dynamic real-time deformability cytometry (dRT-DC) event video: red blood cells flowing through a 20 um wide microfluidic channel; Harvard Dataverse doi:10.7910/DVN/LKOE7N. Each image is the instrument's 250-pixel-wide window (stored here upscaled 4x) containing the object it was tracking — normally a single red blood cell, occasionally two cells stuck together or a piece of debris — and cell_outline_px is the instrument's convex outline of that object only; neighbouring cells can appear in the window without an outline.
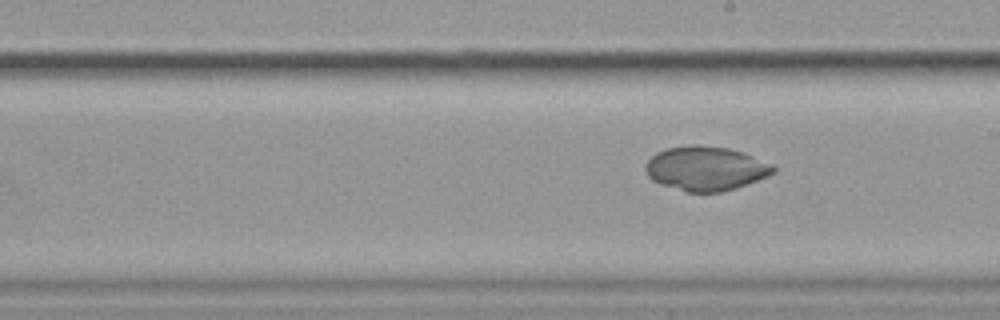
{"species": "common noctule bat (a hibernating species)", "species_latin": "Nyctalus noctula", "temperature_condition": "cold", "stored_images_in_passage": 7, "camera_frame_rate_fps": 3000, "um_per_image_px": 0.085, "animal": {"sex": "female", "body_mass_g": 19.9}, "frame": {"image": 1, "passage_image": 7, "time_ms": 7.667, "image_size_px": [1000, 320], "cell_outline_px": [[776, 172], [768, 176], [736, 188], [720, 192], [688, 192], [660, 184], [652, 180], [648, 176], [644, 168], [648, 160], [656, 152], [668, 148], [692, 144], [696, 144], [728, 148], [744, 152], [772, 164], [776, 168]], "centroid_in_image_um": [60.0, 14.31], "position_along_channel_um": 229.0, "area_um2": 33.06}}